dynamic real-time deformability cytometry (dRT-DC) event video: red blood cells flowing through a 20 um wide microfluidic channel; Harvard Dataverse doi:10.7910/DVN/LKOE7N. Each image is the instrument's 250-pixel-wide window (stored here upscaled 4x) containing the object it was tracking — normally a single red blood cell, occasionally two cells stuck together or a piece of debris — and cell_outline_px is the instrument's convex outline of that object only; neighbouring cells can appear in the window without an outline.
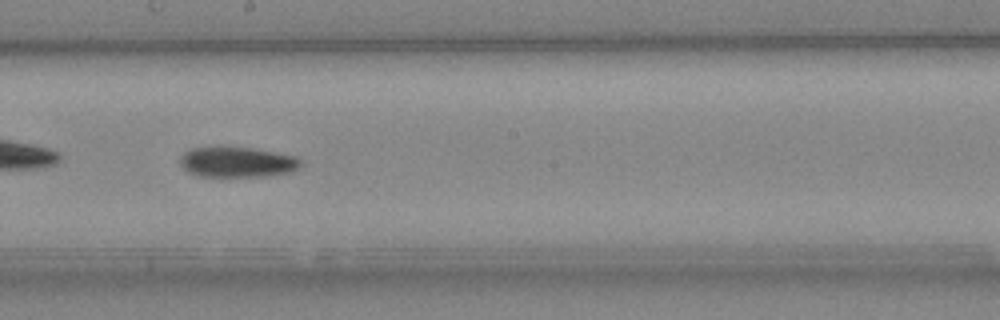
{"species": "Egyptian fruit bat (a non-hibernating species)", "species_latin": "Rousettus aegyptiacus", "temperature_condition": "cold", "stored_images_in_passage": 29, "camera_frame_rate_fps": 3000, "um_per_image_px": 0.085, "animal": {"sex": "female"}, "frame": {"image": 1, "passage_image": 13, "time_ms": 4.0, "image_size_px": [1000, 320], "cell_outline_px": [[304, 164], [292, 172], [264, 176], [200, 176], [188, 172], [180, 164], [180, 156], [184, 152], [192, 148], [220, 144], [252, 148], [296, 156]], "centroid_in_image_um": [20.14, 13.74], "position_along_channel_um": 228.1, "area_um2": 21.96}}